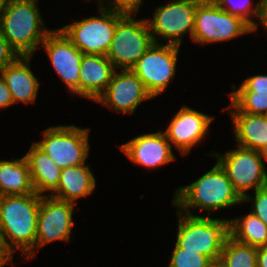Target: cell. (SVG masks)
<instances>
[{
  "label": "cell",
  "mask_w": 267,
  "mask_h": 267,
  "mask_svg": "<svg viewBox=\"0 0 267 267\" xmlns=\"http://www.w3.org/2000/svg\"><path fill=\"white\" fill-rule=\"evenodd\" d=\"M258 247L237 242L228 236L219 261L224 267H257Z\"/></svg>",
  "instance_id": "obj_24"
},
{
  "label": "cell",
  "mask_w": 267,
  "mask_h": 267,
  "mask_svg": "<svg viewBox=\"0 0 267 267\" xmlns=\"http://www.w3.org/2000/svg\"><path fill=\"white\" fill-rule=\"evenodd\" d=\"M174 194L172 205L189 215H194L192 211L195 209L211 214L214 210L217 212L242 203V198L218 162L190 185L179 187Z\"/></svg>",
  "instance_id": "obj_2"
},
{
  "label": "cell",
  "mask_w": 267,
  "mask_h": 267,
  "mask_svg": "<svg viewBox=\"0 0 267 267\" xmlns=\"http://www.w3.org/2000/svg\"><path fill=\"white\" fill-rule=\"evenodd\" d=\"M119 147L133 163L149 170L176 160L171 144L162 131L137 136Z\"/></svg>",
  "instance_id": "obj_16"
},
{
  "label": "cell",
  "mask_w": 267,
  "mask_h": 267,
  "mask_svg": "<svg viewBox=\"0 0 267 267\" xmlns=\"http://www.w3.org/2000/svg\"><path fill=\"white\" fill-rule=\"evenodd\" d=\"M115 67L103 55L83 54L80 65L79 96L96 100L104 93Z\"/></svg>",
  "instance_id": "obj_17"
},
{
  "label": "cell",
  "mask_w": 267,
  "mask_h": 267,
  "mask_svg": "<svg viewBox=\"0 0 267 267\" xmlns=\"http://www.w3.org/2000/svg\"><path fill=\"white\" fill-rule=\"evenodd\" d=\"M254 196L245 195L242 203L252 202L251 213L261 219L267 225V185L254 191Z\"/></svg>",
  "instance_id": "obj_28"
},
{
  "label": "cell",
  "mask_w": 267,
  "mask_h": 267,
  "mask_svg": "<svg viewBox=\"0 0 267 267\" xmlns=\"http://www.w3.org/2000/svg\"><path fill=\"white\" fill-rule=\"evenodd\" d=\"M232 182L234 190L243 198L250 189L267 185V168L260 151L238 146L220 155L210 152Z\"/></svg>",
  "instance_id": "obj_9"
},
{
  "label": "cell",
  "mask_w": 267,
  "mask_h": 267,
  "mask_svg": "<svg viewBox=\"0 0 267 267\" xmlns=\"http://www.w3.org/2000/svg\"><path fill=\"white\" fill-rule=\"evenodd\" d=\"M31 59L32 56H19L0 71L14 104L19 102L28 104L36 101L40 83L31 70Z\"/></svg>",
  "instance_id": "obj_18"
},
{
  "label": "cell",
  "mask_w": 267,
  "mask_h": 267,
  "mask_svg": "<svg viewBox=\"0 0 267 267\" xmlns=\"http://www.w3.org/2000/svg\"><path fill=\"white\" fill-rule=\"evenodd\" d=\"M90 1V0H89ZM105 3V4H104ZM105 6L106 2L104 0H98V6Z\"/></svg>",
  "instance_id": "obj_39"
},
{
  "label": "cell",
  "mask_w": 267,
  "mask_h": 267,
  "mask_svg": "<svg viewBox=\"0 0 267 267\" xmlns=\"http://www.w3.org/2000/svg\"><path fill=\"white\" fill-rule=\"evenodd\" d=\"M180 46L153 43L131 69L154 98L164 92L175 77Z\"/></svg>",
  "instance_id": "obj_10"
},
{
  "label": "cell",
  "mask_w": 267,
  "mask_h": 267,
  "mask_svg": "<svg viewBox=\"0 0 267 267\" xmlns=\"http://www.w3.org/2000/svg\"><path fill=\"white\" fill-rule=\"evenodd\" d=\"M27 160L34 191L39 195L45 191L52 194L58 187L62 168L40 149L34 142L24 155Z\"/></svg>",
  "instance_id": "obj_20"
},
{
  "label": "cell",
  "mask_w": 267,
  "mask_h": 267,
  "mask_svg": "<svg viewBox=\"0 0 267 267\" xmlns=\"http://www.w3.org/2000/svg\"><path fill=\"white\" fill-rule=\"evenodd\" d=\"M106 2L107 5L103 7L137 13L143 0H106Z\"/></svg>",
  "instance_id": "obj_31"
},
{
  "label": "cell",
  "mask_w": 267,
  "mask_h": 267,
  "mask_svg": "<svg viewBox=\"0 0 267 267\" xmlns=\"http://www.w3.org/2000/svg\"><path fill=\"white\" fill-rule=\"evenodd\" d=\"M259 23H262V26L267 30V0H262V16Z\"/></svg>",
  "instance_id": "obj_35"
},
{
  "label": "cell",
  "mask_w": 267,
  "mask_h": 267,
  "mask_svg": "<svg viewBox=\"0 0 267 267\" xmlns=\"http://www.w3.org/2000/svg\"><path fill=\"white\" fill-rule=\"evenodd\" d=\"M257 267H267V244L258 247Z\"/></svg>",
  "instance_id": "obj_34"
},
{
  "label": "cell",
  "mask_w": 267,
  "mask_h": 267,
  "mask_svg": "<svg viewBox=\"0 0 267 267\" xmlns=\"http://www.w3.org/2000/svg\"><path fill=\"white\" fill-rule=\"evenodd\" d=\"M75 203L41 195L35 252L53 241H70Z\"/></svg>",
  "instance_id": "obj_12"
},
{
  "label": "cell",
  "mask_w": 267,
  "mask_h": 267,
  "mask_svg": "<svg viewBox=\"0 0 267 267\" xmlns=\"http://www.w3.org/2000/svg\"><path fill=\"white\" fill-rule=\"evenodd\" d=\"M213 119L211 115L198 112L189 106H182L171 119L164 134L171 147L175 146L182 155H186L195 144L204 140Z\"/></svg>",
  "instance_id": "obj_15"
},
{
  "label": "cell",
  "mask_w": 267,
  "mask_h": 267,
  "mask_svg": "<svg viewBox=\"0 0 267 267\" xmlns=\"http://www.w3.org/2000/svg\"><path fill=\"white\" fill-rule=\"evenodd\" d=\"M210 267H224L220 261L213 262Z\"/></svg>",
  "instance_id": "obj_37"
},
{
  "label": "cell",
  "mask_w": 267,
  "mask_h": 267,
  "mask_svg": "<svg viewBox=\"0 0 267 267\" xmlns=\"http://www.w3.org/2000/svg\"><path fill=\"white\" fill-rule=\"evenodd\" d=\"M255 30L242 18L221 9L213 0L197 4L192 40L203 45L232 40Z\"/></svg>",
  "instance_id": "obj_7"
},
{
  "label": "cell",
  "mask_w": 267,
  "mask_h": 267,
  "mask_svg": "<svg viewBox=\"0 0 267 267\" xmlns=\"http://www.w3.org/2000/svg\"><path fill=\"white\" fill-rule=\"evenodd\" d=\"M213 262L206 256L174 246L168 267H210Z\"/></svg>",
  "instance_id": "obj_27"
},
{
  "label": "cell",
  "mask_w": 267,
  "mask_h": 267,
  "mask_svg": "<svg viewBox=\"0 0 267 267\" xmlns=\"http://www.w3.org/2000/svg\"><path fill=\"white\" fill-rule=\"evenodd\" d=\"M234 91L232 92H267V75H254L244 79L237 90L232 84Z\"/></svg>",
  "instance_id": "obj_29"
},
{
  "label": "cell",
  "mask_w": 267,
  "mask_h": 267,
  "mask_svg": "<svg viewBox=\"0 0 267 267\" xmlns=\"http://www.w3.org/2000/svg\"><path fill=\"white\" fill-rule=\"evenodd\" d=\"M116 70L104 93L96 102L122 114H134L138 105L153 97L142 80L131 70Z\"/></svg>",
  "instance_id": "obj_14"
},
{
  "label": "cell",
  "mask_w": 267,
  "mask_h": 267,
  "mask_svg": "<svg viewBox=\"0 0 267 267\" xmlns=\"http://www.w3.org/2000/svg\"><path fill=\"white\" fill-rule=\"evenodd\" d=\"M229 112L267 115V92H230Z\"/></svg>",
  "instance_id": "obj_25"
},
{
  "label": "cell",
  "mask_w": 267,
  "mask_h": 267,
  "mask_svg": "<svg viewBox=\"0 0 267 267\" xmlns=\"http://www.w3.org/2000/svg\"><path fill=\"white\" fill-rule=\"evenodd\" d=\"M35 193L29 166L23 156L15 160H0V196Z\"/></svg>",
  "instance_id": "obj_22"
},
{
  "label": "cell",
  "mask_w": 267,
  "mask_h": 267,
  "mask_svg": "<svg viewBox=\"0 0 267 267\" xmlns=\"http://www.w3.org/2000/svg\"><path fill=\"white\" fill-rule=\"evenodd\" d=\"M99 7V16H91L59 28L83 53L106 56L117 23L128 13L123 10Z\"/></svg>",
  "instance_id": "obj_5"
},
{
  "label": "cell",
  "mask_w": 267,
  "mask_h": 267,
  "mask_svg": "<svg viewBox=\"0 0 267 267\" xmlns=\"http://www.w3.org/2000/svg\"><path fill=\"white\" fill-rule=\"evenodd\" d=\"M229 113L232 117L236 145L261 152L267 145V115Z\"/></svg>",
  "instance_id": "obj_21"
},
{
  "label": "cell",
  "mask_w": 267,
  "mask_h": 267,
  "mask_svg": "<svg viewBox=\"0 0 267 267\" xmlns=\"http://www.w3.org/2000/svg\"><path fill=\"white\" fill-rule=\"evenodd\" d=\"M44 25L37 0H6L0 32L19 56H32L51 32Z\"/></svg>",
  "instance_id": "obj_3"
},
{
  "label": "cell",
  "mask_w": 267,
  "mask_h": 267,
  "mask_svg": "<svg viewBox=\"0 0 267 267\" xmlns=\"http://www.w3.org/2000/svg\"><path fill=\"white\" fill-rule=\"evenodd\" d=\"M13 259V255L6 249L2 235L0 233V267L11 264Z\"/></svg>",
  "instance_id": "obj_33"
},
{
  "label": "cell",
  "mask_w": 267,
  "mask_h": 267,
  "mask_svg": "<svg viewBox=\"0 0 267 267\" xmlns=\"http://www.w3.org/2000/svg\"><path fill=\"white\" fill-rule=\"evenodd\" d=\"M43 139L34 142L60 168L86 163L89 155V128L75 125L52 126L43 131Z\"/></svg>",
  "instance_id": "obj_8"
},
{
  "label": "cell",
  "mask_w": 267,
  "mask_h": 267,
  "mask_svg": "<svg viewBox=\"0 0 267 267\" xmlns=\"http://www.w3.org/2000/svg\"><path fill=\"white\" fill-rule=\"evenodd\" d=\"M19 57L0 32V71Z\"/></svg>",
  "instance_id": "obj_30"
},
{
  "label": "cell",
  "mask_w": 267,
  "mask_h": 267,
  "mask_svg": "<svg viewBox=\"0 0 267 267\" xmlns=\"http://www.w3.org/2000/svg\"><path fill=\"white\" fill-rule=\"evenodd\" d=\"M261 156L267 161V145L262 149Z\"/></svg>",
  "instance_id": "obj_36"
},
{
  "label": "cell",
  "mask_w": 267,
  "mask_h": 267,
  "mask_svg": "<svg viewBox=\"0 0 267 267\" xmlns=\"http://www.w3.org/2000/svg\"><path fill=\"white\" fill-rule=\"evenodd\" d=\"M95 187V176L89 165L83 163L63 168L57 189L52 194L47 195L77 204L76 200L92 194Z\"/></svg>",
  "instance_id": "obj_19"
},
{
  "label": "cell",
  "mask_w": 267,
  "mask_h": 267,
  "mask_svg": "<svg viewBox=\"0 0 267 267\" xmlns=\"http://www.w3.org/2000/svg\"><path fill=\"white\" fill-rule=\"evenodd\" d=\"M128 12L118 23L106 57L115 69H132L154 43L146 18L135 20Z\"/></svg>",
  "instance_id": "obj_6"
},
{
  "label": "cell",
  "mask_w": 267,
  "mask_h": 267,
  "mask_svg": "<svg viewBox=\"0 0 267 267\" xmlns=\"http://www.w3.org/2000/svg\"><path fill=\"white\" fill-rule=\"evenodd\" d=\"M229 236L237 242L260 247L267 244V225L250 212L229 219Z\"/></svg>",
  "instance_id": "obj_23"
},
{
  "label": "cell",
  "mask_w": 267,
  "mask_h": 267,
  "mask_svg": "<svg viewBox=\"0 0 267 267\" xmlns=\"http://www.w3.org/2000/svg\"><path fill=\"white\" fill-rule=\"evenodd\" d=\"M200 1L172 0L155 8L152 18L146 19L154 43L159 44L158 38L161 37L168 40L167 44L180 46L187 33L192 39L195 12Z\"/></svg>",
  "instance_id": "obj_11"
},
{
  "label": "cell",
  "mask_w": 267,
  "mask_h": 267,
  "mask_svg": "<svg viewBox=\"0 0 267 267\" xmlns=\"http://www.w3.org/2000/svg\"><path fill=\"white\" fill-rule=\"evenodd\" d=\"M5 1L6 0H0V13H1L3 7H4Z\"/></svg>",
  "instance_id": "obj_38"
},
{
  "label": "cell",
  "mask_w": 267,
  "mask_h": 267,
  "mask_svg": "<svg viewBox=\"0 0 267 267\" xmlns=\"http://www.w3.org/2000/svg\"><path fill=\"white\" fill-rule=\"evenodd\" d=\"M41 195L0 196V233L6 249L13 255L32 259L35 253L37 221ZM9 239V240H8Z\"/></svg>",
  "instance_id": "obj_1"
},
{
  "label": "cell",
  "mask_w": 267,
  "mask_h": 267,
  "mask_svg": "<svg viewBox=\"0 0 267 267\" xmlns=\"http://www.w3.org/2000/svg\"><path fill=\"white\" fill-rule=\"evenodd\" d=\"M60 79L79 96L80 65L83 53L60 29H53L41 44Z\"/></svg>",
  "instance_id": "obj_13"
},
{
  "label": "cell",
  "mask_w": 267,
  "mask_h": 267,
  "mask_svg": "<svg viewBox=\"0 0 267 267\" xmlns=\"http://www.w3.org/2000/svg\"><path fill=\"white\" fill-rule=\"evenodd\" d=\"M178 212L175 246L196 251L212 262L219 261L224 242L229 236V219L210 218Z\"/></svg>",
  "instance_id": "obj_4"
},
{
  "label": "cell",
  "mask_w": 267,
  "mask_h": 267,
  "mask_svg": "<svg viewBox=\"0 0 267 267\" xmlns=\"http://www.w3.org/2000/svg\"><path fill=\"white\" fill-rule=\"evenodd\" d=\"M221 9L238 16L247 22L255 31L258 28V22L253 21L251 17L260 21L262 16V0L254 4L251 0H213Z\"/></svg>",
  "instance_id": "obj_26"
},
{
  "label": "cell",
  "mask_w": 267,
  "mask_h": 267,
  "mask_svg": "<svg viewBox=\"0 0 267 267\" xmlns=\"http://www.w3.org/2000/svg\"><path fill=\"white\" fill-rule=\"evenodd\" d=\"M12 104H14V102L11 93L0 75V108L10 107Z\"/></svg>",
  "instance_id": "obj_32"
}]
</instances>
